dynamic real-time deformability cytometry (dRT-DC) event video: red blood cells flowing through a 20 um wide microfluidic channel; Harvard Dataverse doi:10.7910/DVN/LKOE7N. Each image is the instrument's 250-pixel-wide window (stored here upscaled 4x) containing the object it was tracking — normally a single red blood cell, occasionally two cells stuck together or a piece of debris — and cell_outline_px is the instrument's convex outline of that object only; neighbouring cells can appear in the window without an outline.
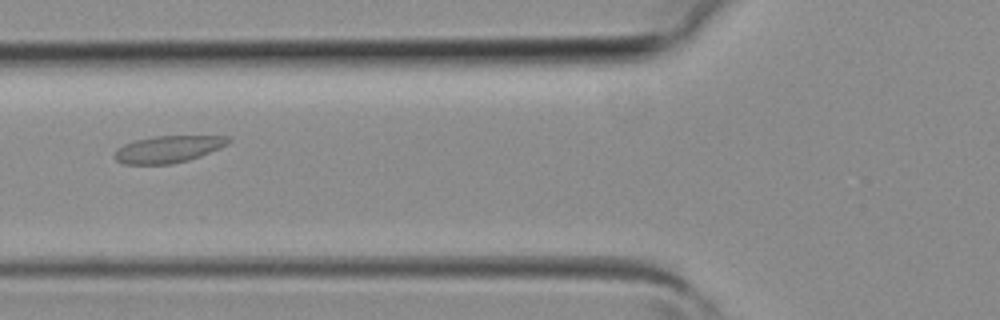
{"species": "common noctule bat (a hibernating species)", "species_latin": "Nyctalus noctula", "temperature_condition": "room temperature", "stored_images_in_passage": 3, "camera_frame_rate_fps": 3000, "um_per_image_px": 0.085, "animal": {"sex": "female", "body_mass_g": 19.3, "forearm_length_mm": 54.1}, "frame": {"image": 1, "passage_image": 3, "time_ms": 0.667, "image_size_px": [1000, 320], "cell_outline_px": [[232, 140], [228, 144], [200, 156], [188, 160], [172, 164], [124, 164], [116, 160], [112, 156], [116, 148], [124, 144], [136, 140], [156, 136], [232, 136]], "centroid_in_image_um": [14.28, 12.68], "position_along_channel_um": 111.5, "area_um2": 17.92}}